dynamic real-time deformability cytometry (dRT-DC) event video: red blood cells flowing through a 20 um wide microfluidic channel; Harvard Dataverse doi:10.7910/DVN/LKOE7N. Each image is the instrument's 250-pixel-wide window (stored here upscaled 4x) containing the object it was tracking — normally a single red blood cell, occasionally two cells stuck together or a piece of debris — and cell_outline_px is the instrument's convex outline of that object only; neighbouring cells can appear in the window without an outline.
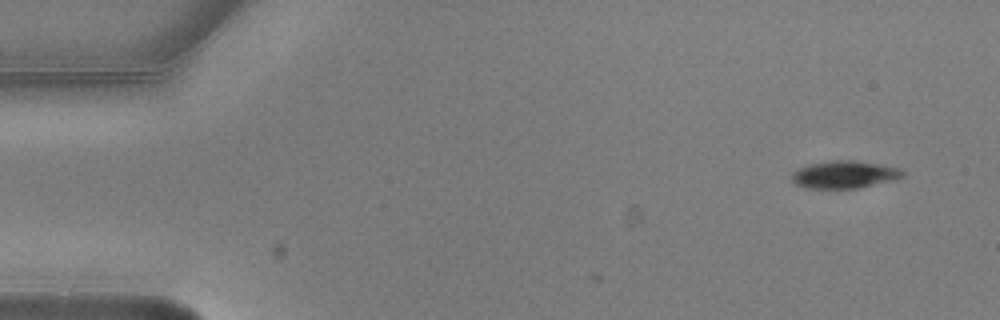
{"species": "common noctule bat (a hibernating species)", "species_latin": "Nyctalus noctula", "temperature_condition": "warm", "stored_images_in_passage": 3, "camera_frame_rate_fps": 3000, "um_per_image_px": 0.085, "animal": {"sex": "male", "body_mass_g": 20.5, "forearm_length_mm": 52.5}, "frame": {"image": 1, "passage_image": 1, "time_ms": 0.0, "image_size_px": [1000, 320], "cell_outline_px": [[904, 176], [896, 180], [860, 188], [804, 188], [796, 184], [792, 180], [792, 172], [808, 164], [832, 160], [856, 160], [900, 168], [904, 172]], "centroid_in_image_um": [71.8, 14.84], "position_along_channel_um": 13.2, "area_um2": 17.92}}